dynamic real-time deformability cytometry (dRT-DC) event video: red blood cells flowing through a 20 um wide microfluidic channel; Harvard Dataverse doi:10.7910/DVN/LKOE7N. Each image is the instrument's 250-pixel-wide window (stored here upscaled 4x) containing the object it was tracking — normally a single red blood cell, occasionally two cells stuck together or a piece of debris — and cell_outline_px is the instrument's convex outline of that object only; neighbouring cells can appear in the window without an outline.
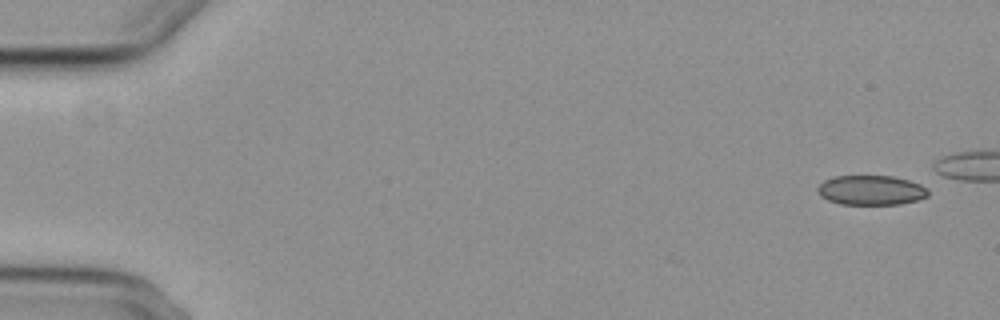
{"species": "common noctule bat (a hibernating species)", "species_latin": "Nyctalus noctula", "temperature_condition": "cold", "stored_images_in_passage": 6, "camera_frame_rate_fps": 3000, "um_per_image_px": 0.085, "animal": {"sex": "female", "body_mass_g": 29.2, "forearm_length_mm": 56.3}, "frame": {"image": 1, "passage_image": 1, "time_ms": 0.0, "image_size_px": [1000, 320], "cell_outline_px": [[928, 196], [916, 200], [900, 204], [840, 204], [828, 200], [820, 196], [816, 188], [824, 180], [836, 176], [892, 176], [908, 180], [920, 184], [928, 192]], "centroid_in_image_um": [74.0, 16.17], "position_along_channel_um": 11.0, "area_um2": 18.96}}